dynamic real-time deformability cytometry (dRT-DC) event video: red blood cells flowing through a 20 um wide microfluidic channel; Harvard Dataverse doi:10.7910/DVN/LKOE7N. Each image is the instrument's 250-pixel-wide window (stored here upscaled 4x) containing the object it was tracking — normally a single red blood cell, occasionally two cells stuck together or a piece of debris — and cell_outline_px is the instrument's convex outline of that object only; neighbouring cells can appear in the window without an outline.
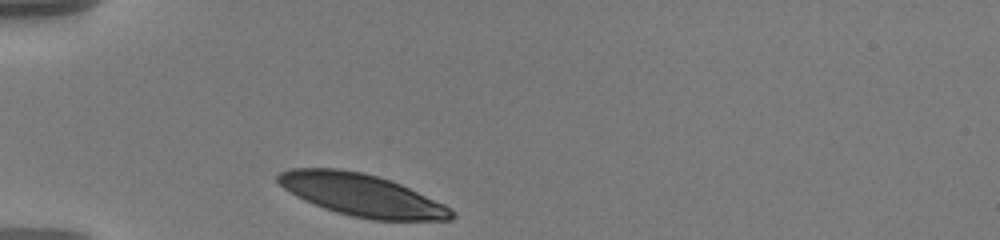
{"species": "human", "species_latin": "Homo sapiens", "temperature_condition": "warm", "stored_images_in_passage": 33, "camera_frame_rate_fps": 3000, "um_per_image_px": 0.085, "donor": {"sex": "male"}, "frame": {"image": 1, "passage_image": 1, "time_ms": 0.0, "image_size_px": [1000, 240], "cell_outline_px": [[456, 216], [452, 220], [372, 220], [352, 216], [336, 212], [324, 208], [304, 200], [296, 196], [284, 188], [276, 180], [276, 176], [280, 172], [288, 168], [336, 168], [364, 172], [400, 184], [444, 204]], "centroid_in_image_um": [30.71, 16.57], "position_along_channel_um": 54.3, "area_um2": 42.43}}
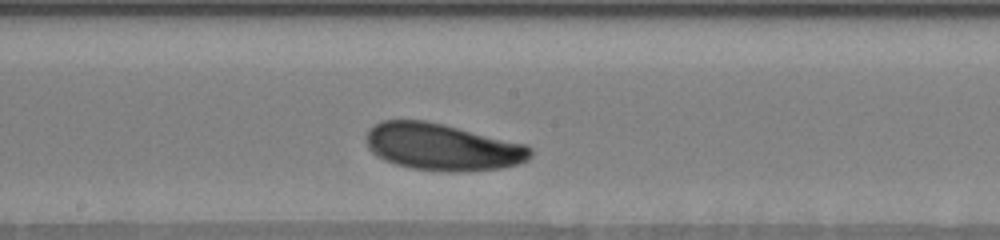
{"frame": {"image": 2, "passage_image": 16, "time_ms": 5.0, "image_size_px": [1000, 240], "cell_outline_px": [[532, 156], [528, 160], [520, 164], [500, 168], [452, 172], [412, 168], [396, 164], [384, 160], [372, 152], [368, 148], [368, 132], [376, 124], [384, 120], [424, 120], [444, 124], [528, 144], [532, 148]], "centroid_in_image_um": [37.67, 12.49], "position_along_channel_um": 210.5, "area_um2": 44.8}}
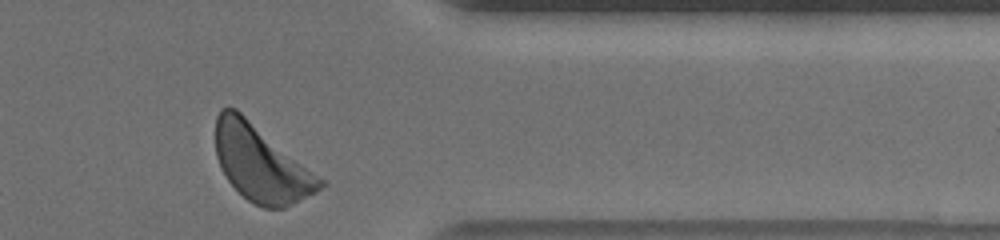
{"frame": {"image": 3, "passage_image": 32, "time_ms": 10.333, "image_size_px": [1000, 240], "cell_outline_px": [[328, 184], [316, 192], [284, 208], [264, 208], [248, 200], [228, 180], [220, 168], [216, 156], [216, 116], [220, 108], [236, 108], [328, 180]], "centroid_in_image_um": [22.25, 13.88], "position_along_channel_um": 389.1, "area_um2": 46.93}, "authors_computed_cell_mechanics": {"area_um2": 44.795, "velocity_mm_per_s": 3.4959, "shape_relaxation_time_tau1_ms": 2.0124, "shape_relaxation_time_tau2_ms": null, "deformation_change_tau1": 0.101, "deformation_change_tau2": null}}